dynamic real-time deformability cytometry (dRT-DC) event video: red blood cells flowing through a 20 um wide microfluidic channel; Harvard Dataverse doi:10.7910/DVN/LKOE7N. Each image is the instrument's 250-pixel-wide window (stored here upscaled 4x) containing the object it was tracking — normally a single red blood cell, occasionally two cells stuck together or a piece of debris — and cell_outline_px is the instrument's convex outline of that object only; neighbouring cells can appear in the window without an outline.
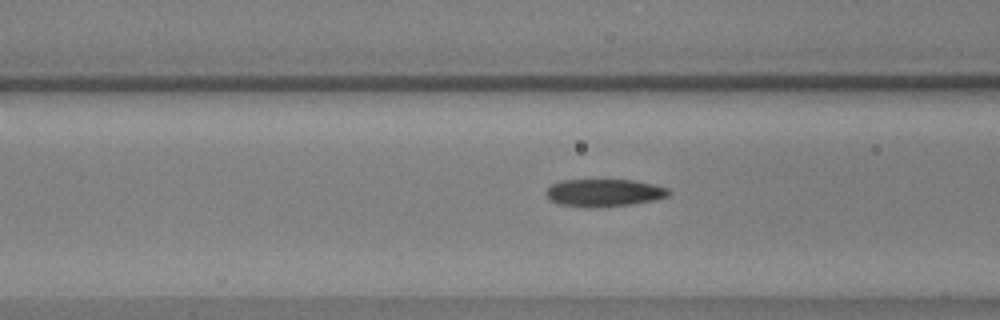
{"species": "common noctule bat (a hibernating species)", "species_latin": "Nyctalus noctula", "temperature_condition": "warm", "stored_images_in_passage": 32, "camera_frame_rate_fps": 3000, "um_per_image_px": 0.085, "animal": {"sex": "male", "body_mass_g": 17.9, "forearm_length_mm": 54.2}, "frame": {"image": 1, "passage_image": 6, "time_ms": 1.667, "image_size_px": [1000, 320], "cell_outline_px": [[672, 192], [668, 196], [656, 200], [632, 204], [596, 208], [592, 208], [560, 204], [548, 200], [544, 192], [552, 184], [560, 180], [636, 180], [656, 184], [668, 188]], "centroid_in_image_um": [51.37, 16.38], "position_along_channel_um": 115.2, "area_um2": 20.06}}
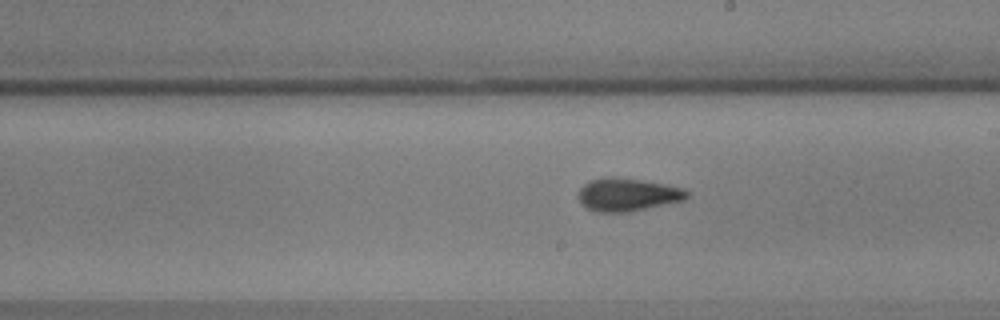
{"frame": {"image": 2, "passage_image": 16, "time_ms": 5.0, "image_size_px": [1000, 320], "cell_outline_px": [[688, 196], [684, 200], [632, 212], [600, 212], [588, 208], [580, 204], [576, 196], [576, 192], [588, 180], [608, 176], [612, 176], [668, 184], [684, 188], [688, 192]], "centroid_in_image_um": [53.31, 16.54], "position_along_channel_um": 235.7, "area_um2": 21.27}}
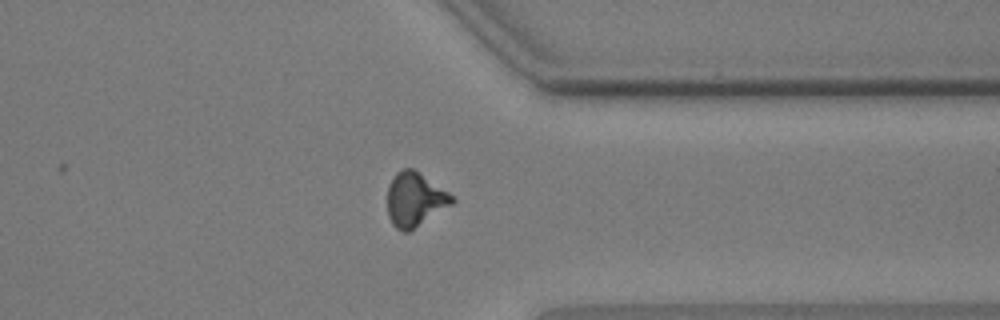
{"frame": {"image": 3, "passage_image": 28, "time_ms": 9.0, "image_size_px": [1000, 320], "cell_outline_px": [[456, 200], [452, 204], [408, 232], [400, 232], [392, 224], [388, 216], [388, 184], [392, 176], [400, 168], [412, 168], [448, 192]], "centroid_in_image_um": [35.22, 16.95], "position_along_channel_um": 376.2, "area_um2": 20.23}, "authors_computed_cell_mechanics": {"area_um2": 19.8254, "velocity_mm_per_s": 3.6102, "shape_relaxation_time_tau1_ms": 4.6334, "shape_relaxation_time_tau2_ms": 1.8951, "deformation_change_tau1": 0.1727, "deformation_change_tau2": 0.0915}}